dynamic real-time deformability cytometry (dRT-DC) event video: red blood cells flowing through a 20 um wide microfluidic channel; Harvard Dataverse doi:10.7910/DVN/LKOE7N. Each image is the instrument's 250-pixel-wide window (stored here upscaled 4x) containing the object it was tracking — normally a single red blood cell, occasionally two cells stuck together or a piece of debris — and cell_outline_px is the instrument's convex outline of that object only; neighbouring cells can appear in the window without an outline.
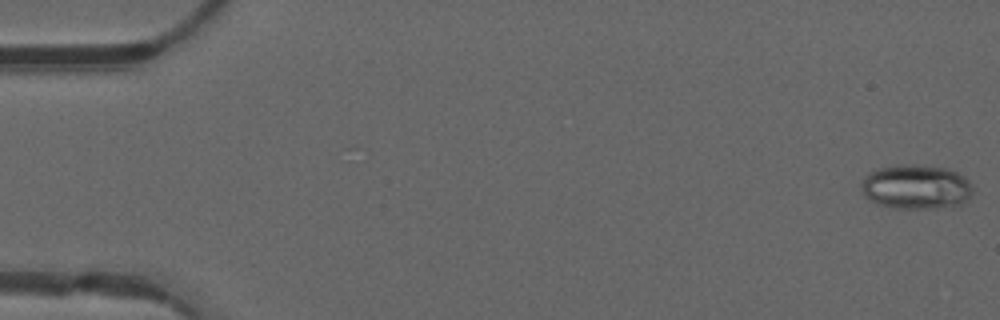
{"species": "common noctule bat (a hibernating species)", "species_latin": "Nyctalus noctula", "temperature_condition": "warm", "stored_images_in_passage": 9, "camera_frame_rate_fps": 3000, "um_per_image_px": 0.085, "animal": {"sex": "male", "forearm_length_mm": 52.5}, "frame": {"image": 1, "passage_image": 1, "time_ms": 0.0, "image_size_px": [1000, 320], "cell_outline_px": [[972, 192], [960, 204], [952, 208], [892, 208], [876, 204], [864, 196], [860, 188], [860, 184], [864, 176], [868, 172], [880, 168], [896, 164], [916, 164], [948, 168], [960, 172], [968, 180], [972, 188]], "centroid_in_image_um": [77.83, 15.88], "position_along_channel_um": 7.2, "area_um2": 29.48}}